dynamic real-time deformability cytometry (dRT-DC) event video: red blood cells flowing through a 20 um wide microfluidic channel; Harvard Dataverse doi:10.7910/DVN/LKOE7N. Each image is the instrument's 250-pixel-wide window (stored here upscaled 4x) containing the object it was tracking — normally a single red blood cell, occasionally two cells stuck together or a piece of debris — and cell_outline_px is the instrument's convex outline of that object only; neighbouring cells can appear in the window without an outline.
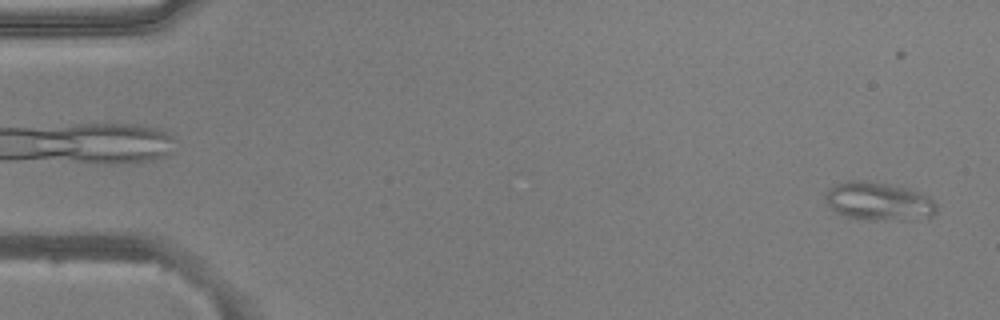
{"species": "common noctule bat (a hibernating species)", "species_latin": "Nyctalus noctula", "temperature_condition": "warm", "stored_images_in_passage": 52, "camera_frame_rate_fps": 3000, "um_per_image_px": 0.085, "animal": {"sex": "male", "body_mass_g": 20.5, "forearm_length_mm": 52.5}, "frame": {"image": 1, "passage_image": 2, "time_ms": 0.333, "image_size_px": [1000, 320], "cell_outline_px": [[936, 212], [932, 216], [868, 220], [848, 216], [836, 212], [828, 204], [824, 196], [828, 188], [836, 184], [848, 180], [860, 180], [888, 184], [920, 192], [928, 196], [936, 204]], "centroid_in_image_um": [74.63, 17.08], "position_along_channel_um": 10.4, "area_um2": 24.1}}
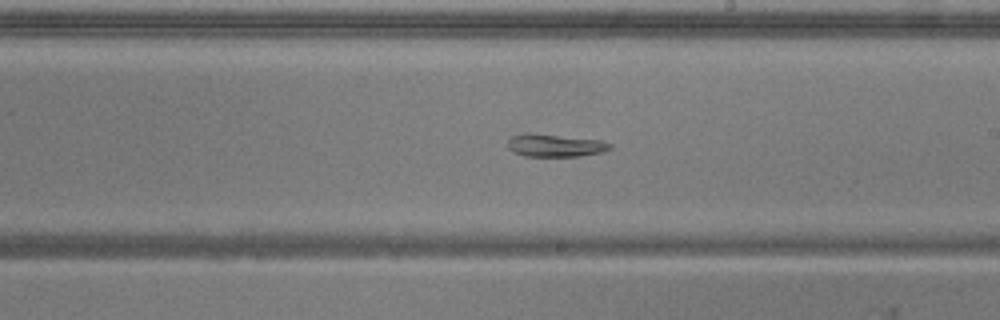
{"frame": {"image": 2, "passage_image": 30, "time_ms": 9.667, "image_size_px": [1000, 320], "cell_outline_px": [[612, 148], [604, 152], [580, 156], [524, 156], [512, 152], [508, 148], [508, 140], [512, 136], [528, 132], [600, 140], [612, 144]], "centroid_in_image_um": [47.18, 12.36], "position_along_channel_um": 241.8, "area_um2": 13.64}}
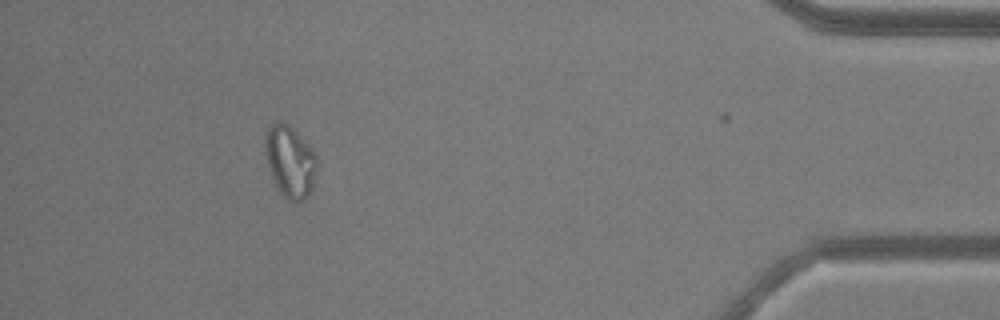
{"frame": {"image": 3, "passage_image": 47, "time_ms": 15.333, "image_size_px": [1000, 320], "cell_outline_px": [[316, 172], [312, 188], [308, 196], [304, 200], [296, 204], [292, 204], [280, 192], [272, 176], [268, 164], [264, 144], [264, 140], [268, 128], [276, 120], [280, 120], [288, 124], [312, 148], [316, 156]], "centroid_in_image_um": [24.66, 13.74], "position_along_channel_um": 410.5, "area_um2": 21.68}}